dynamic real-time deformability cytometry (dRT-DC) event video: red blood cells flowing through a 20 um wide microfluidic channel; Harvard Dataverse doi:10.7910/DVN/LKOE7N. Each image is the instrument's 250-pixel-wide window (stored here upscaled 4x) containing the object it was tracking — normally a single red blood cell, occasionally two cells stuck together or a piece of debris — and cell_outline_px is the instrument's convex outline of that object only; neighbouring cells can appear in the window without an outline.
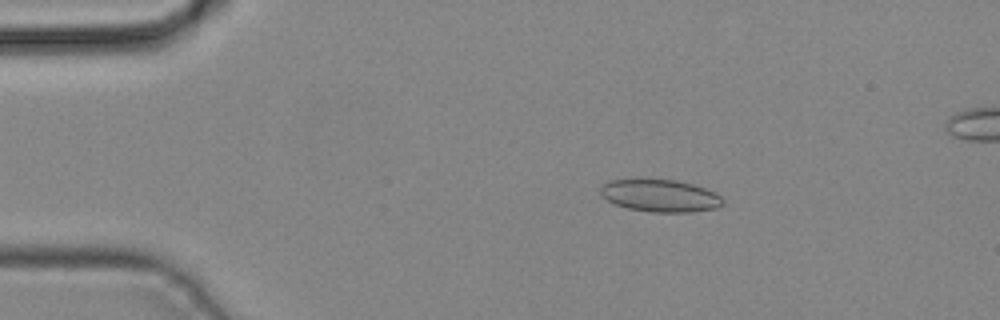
{"species": "common noctule bat (a hibernating species)", "species_latin": "Nyctalus noctula", "temperature_condition": "cold", "stored_images_in_passage": 43, "camera_frame_rate_fps": 3000, "um_per_image_px": 0.085, "animal": {"sex": "male", "body_mass_g": 19.2, "forearm_length_mm": 51.8}, "frame": {"image": 1, "passage_image": 7, "time_ms": 2.0, "image_size_px": [1000, 320], "cell_outline_px": [[724, 204], [716, 208], [692, 212], [648, 212], [628, 208], [616, 204], [600, 196], [600, 188], [604, 184], [612, 180], [632, 176], [640, 176], [676, 180], [692, 184], [716, 192], [724, 200]], "centroid_in_image_um": [56.07, 16.58], "position_along_channel_um": 28.9, "area_um2": 23.99}}
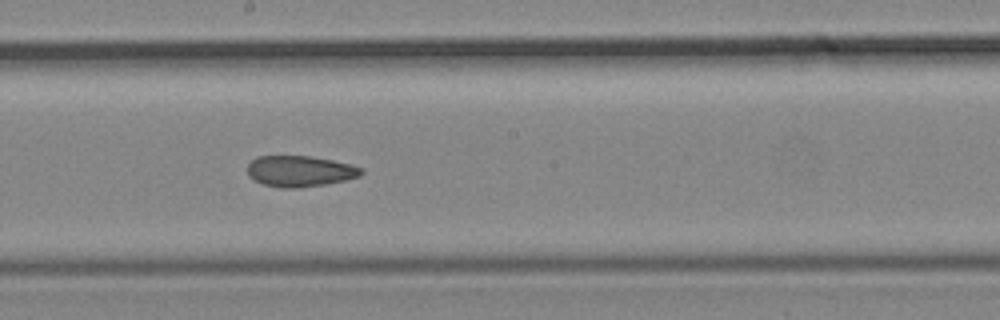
{"frame": {"image": 2, "passage_image": 23, "time_ms": 7.333, "image_size_px": [1000, 320], "cell_outline_px": [[364, 172], [360, 176], [328, 184], [296, 188], [280, 188], [264, 184], [248, 176], [248, 164], [256, 156], [312, 156], [352, 164], [364, 168]], "centroid_in_image_um": [25.53, 14.55], "position_along_channel_um": 222.7, "area_um2": 20.69}}
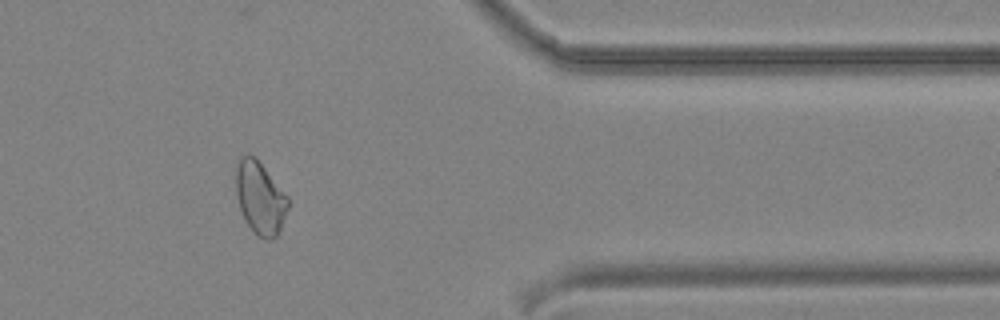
{"frame": {"image": 3, "passage_image": 35, "time_ms": 11.333, "image_size_px": [1000, 320], "cell_outline_px": [[288, 208], [280, 232], [272, 240], [268, 240], [256, 236], [244, 220], [236, 196], [236, 168], [240, 160], [248, 152], [256, 156], [288, 196]], "centroid_in_image_um": [22.12, 16.83], "position_along_channel_um": 389.3, "area_um2": 22.37}}